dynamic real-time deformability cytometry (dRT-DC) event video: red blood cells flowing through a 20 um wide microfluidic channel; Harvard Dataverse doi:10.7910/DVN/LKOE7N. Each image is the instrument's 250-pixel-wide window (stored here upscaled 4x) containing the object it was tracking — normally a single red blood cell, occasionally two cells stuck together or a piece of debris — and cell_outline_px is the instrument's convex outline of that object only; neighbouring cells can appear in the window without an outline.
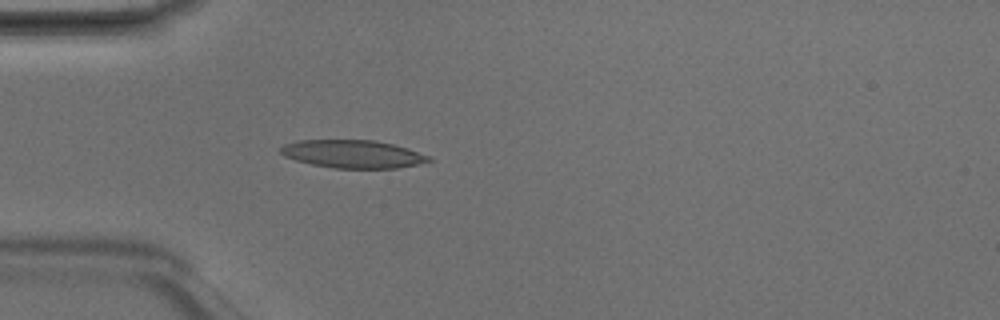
{"species": "Egyptian fruit bat (a non-hibernating species)", "species_latin": "Rousettus aegyptiacus", "temperature_condition": "room temperature", "stored_images_in_passage": 2, "camera_frame_rate_fps": 3000, "um_per_image_px": 0.085, "animal": {"sex": "male"}, "frame": {"image": 1, "passage_image": 2, "time_ms": 0.333, "image_size_px": [1000, 320], "cell_outline_px": [[432, 160], [416, 164], [396, 168], [336, 168], [312, 164], [296, 160], [284, 156], [280, 152], [280, 148], [284, 144], [300, 140], [376, 140], [408, 148], [432, 156]], "centroid_in_image_um": [30.0, 13.08], "position_along_channel_um": 55.0, "area_um2": 24.04}}